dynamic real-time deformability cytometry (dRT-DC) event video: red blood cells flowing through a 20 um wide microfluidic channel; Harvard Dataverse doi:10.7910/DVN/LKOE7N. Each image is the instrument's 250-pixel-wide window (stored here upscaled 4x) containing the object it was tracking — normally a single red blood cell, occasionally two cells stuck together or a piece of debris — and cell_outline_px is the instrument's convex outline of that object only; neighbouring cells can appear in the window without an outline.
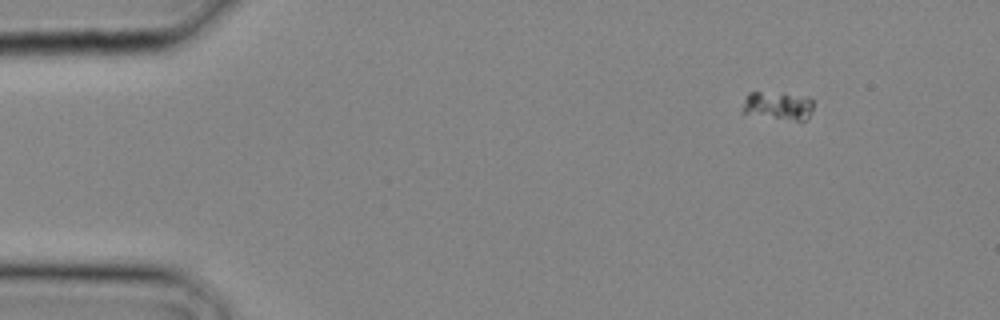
{"species": "common noctule bat (a hibernating species)", "species_latin": "Nyctalus noctula", "temperature_condition": "cold", "stored_images_in_passage": 2, "camera_frame_rate_fps": 3000, "um_per_image_px": 0.085, "animal": {"sex": "male", "body_mass_g": 20.4}, "frame": {"image": 1, "passage_image": 1, "time_ms": 0.0, "image_size_px": [1000, 320], "cell_outline_px": [[812, 108], [808, 120], [796, 120], [740, 112], [744, 100], [748, 92], [760, 92], [788, 96], [812, 100]], "centroid_in_image_um": [66.05, 9.01], "position_along_channel_um": 18.9, "area_um2": 10.81}}